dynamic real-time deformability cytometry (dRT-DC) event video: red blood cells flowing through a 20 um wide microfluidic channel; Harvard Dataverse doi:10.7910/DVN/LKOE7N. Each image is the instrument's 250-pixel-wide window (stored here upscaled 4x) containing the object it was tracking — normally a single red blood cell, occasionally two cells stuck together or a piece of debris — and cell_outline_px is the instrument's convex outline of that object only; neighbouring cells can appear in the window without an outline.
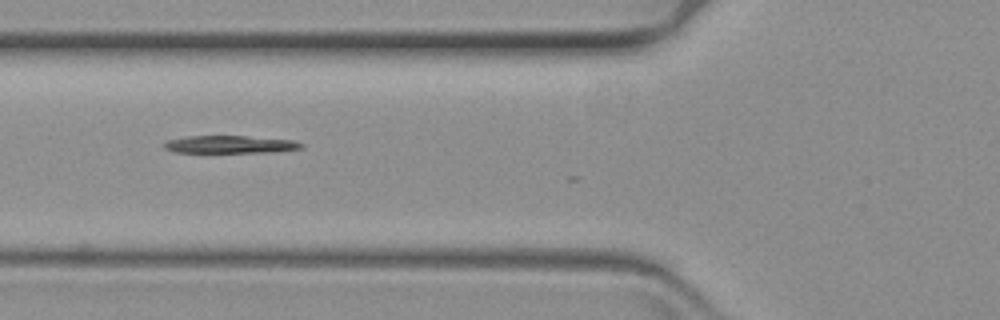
{"species": "common noctule bat (a hibernating species)", "species_latin": "Nyctalus noctula", "temperature_condition": "warm", "stored_images_in_passage": 6, "camera_frame_rate_fps": 3000, "um_per_image_px": 0.085, "animal": {"sex": "female", "body_mass_g": 19.3, "forearm_length_mm": 54.1}, "frame": {"image": 1, "passage_image": 3, "time_ms": 0.667, "image_size_px": [1000, 320], "cell_outline_px": [[304, 148], [272, 152], [172, 152], [164, 148], [164, 140], [188, 136], [248, 136], [292, 140], [304, 144]], "centroid_in_image_um": [19.53, 12.27], "position_along_channel_um": 106.3, "area_um2": 14.1}}